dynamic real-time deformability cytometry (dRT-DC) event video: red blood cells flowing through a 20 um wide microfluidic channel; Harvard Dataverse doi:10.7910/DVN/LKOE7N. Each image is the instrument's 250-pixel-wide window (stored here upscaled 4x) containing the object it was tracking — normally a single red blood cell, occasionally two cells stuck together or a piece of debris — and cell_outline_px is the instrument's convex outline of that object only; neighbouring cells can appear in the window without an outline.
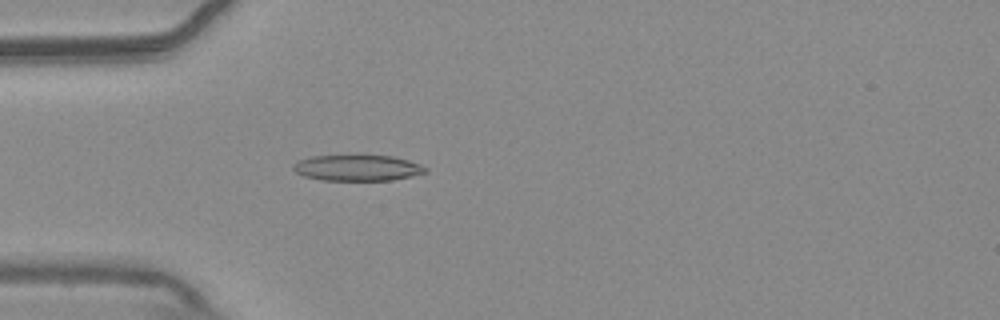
{"species": "common noctule bat (a hibernating species)", "species_latin": "Nyctalus noctula", "temperature_condition": "warm", "stored_images_in_passage": 54, "camera_frame_rate_fps": 3000, "um_per_image_px": 0.085, "animal": {"sex": "male", "body_mass_g": 20.4}, "frame": {"image": 1, "passage_image": 16, "time_ms": 5.0, "image_size_px": [1000, 320], "cell_outline_px": [[428, 172], [412, 176], [392, 180], [324, 180], [304, 176], [296, 172], [292, 168], [292, 164], [296, 160], [312, 156], [360, 152], [392, 156], [408, 160], [420, 164], [428, 168]], "centroid_in_image_um": [30.37, 14.21], "position_along_channel_um": 54.6, "area_um2": 21.1}}
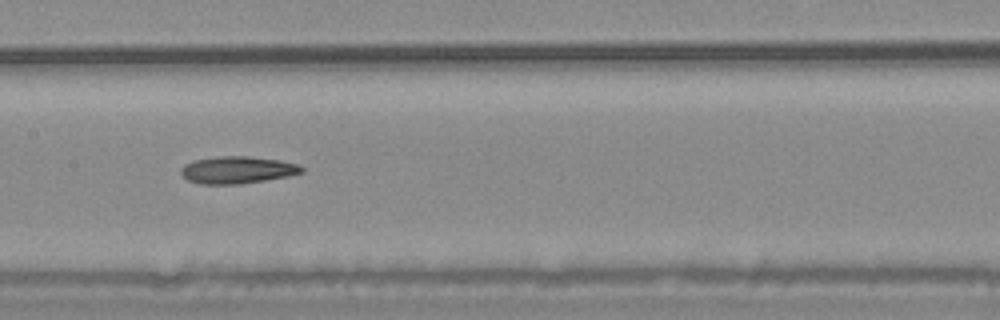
{"frame": {"image": 2, "passage_image": 27, "time_ms": 8.667, "image_size_px": [1000, 320], "cell_outline_px": [[304, 172], [288, 176], [240, 184], [200, 184], [188, 180], [180, 172], [180, 168], [184, 164], [192, 160], [220, 156], [248, 156], [280, 160], [300, 164], [304, 168]], "centroid_in_image_um": [20.18, 14.44], "position_along_channel_um": 187.2, "area_um2": 19.25}}
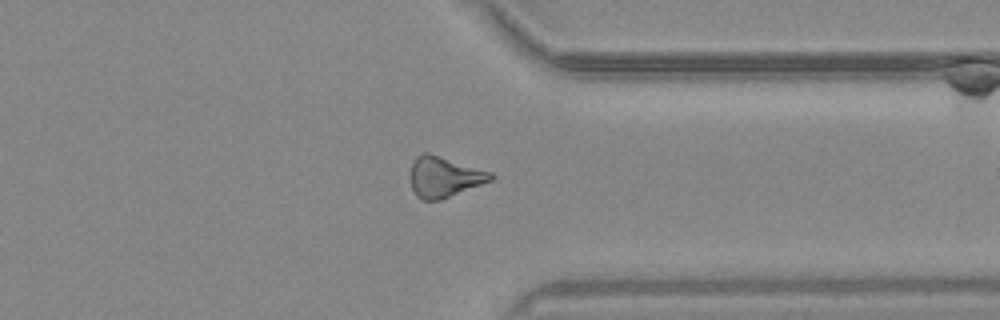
{"frame": {"image": 3, "passage_image": 42, "time_ms": 13.667, "image_size_px": [1000, 320], "cell_outline_px": [[496, 176], [492, 180], [440, 200], [424, 200], [416, 196], [412, 188], [408, 176], [412, 164], [416, 156], [424, 152], [428, 152], [492, 172]], "centroid_in_image_um": [37.73, 15.03], "position_along_channel_um": 373.7, "area_um2": 19.13}}